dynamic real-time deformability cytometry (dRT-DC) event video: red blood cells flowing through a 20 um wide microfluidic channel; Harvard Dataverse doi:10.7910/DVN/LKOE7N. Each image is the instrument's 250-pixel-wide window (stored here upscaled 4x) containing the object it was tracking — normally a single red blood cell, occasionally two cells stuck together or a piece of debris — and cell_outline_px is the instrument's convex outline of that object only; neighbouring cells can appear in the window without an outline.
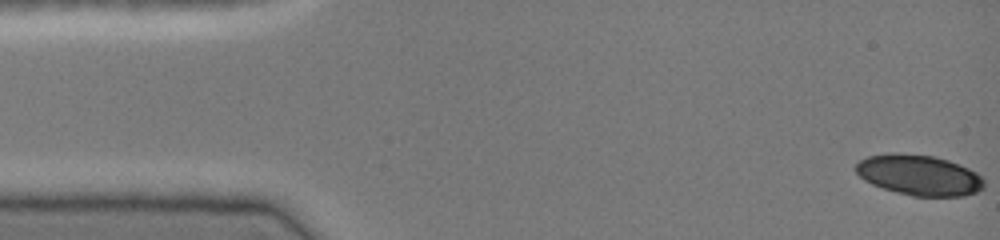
{"species": "common noctule bat (a hibernating species)", "species_latin": "Nyctalus noctula", "temperature_condition": "cold", "stored_images_in_passage": 46, "camera_frame_rate_fps": 3000, "um_per_image_px": 0.085, "animal": {"sex": "female", "body_mass_g": 19.0, "forearm_length_mm": 51.5}, "frame": {"image": 1, "passage_image": 1, "time_ms": 0.0, "image_size_px": [1000, 240], "cell_outline_px": [[984, 188], [976, 192], [964, 196], [912, 196], [896, 192], [872, 184], [864, 180], [856, 172], [856, 164], [860, 160], [868, 156], [892, 152], [896, 152], [936, 156], [948, 160], [968, 168], [976, 172], [984, 180]], "centroid_in_image_um": [78.12, 14.87], "position_along_channel_um": 6.9, "area_um2": 30.35}}